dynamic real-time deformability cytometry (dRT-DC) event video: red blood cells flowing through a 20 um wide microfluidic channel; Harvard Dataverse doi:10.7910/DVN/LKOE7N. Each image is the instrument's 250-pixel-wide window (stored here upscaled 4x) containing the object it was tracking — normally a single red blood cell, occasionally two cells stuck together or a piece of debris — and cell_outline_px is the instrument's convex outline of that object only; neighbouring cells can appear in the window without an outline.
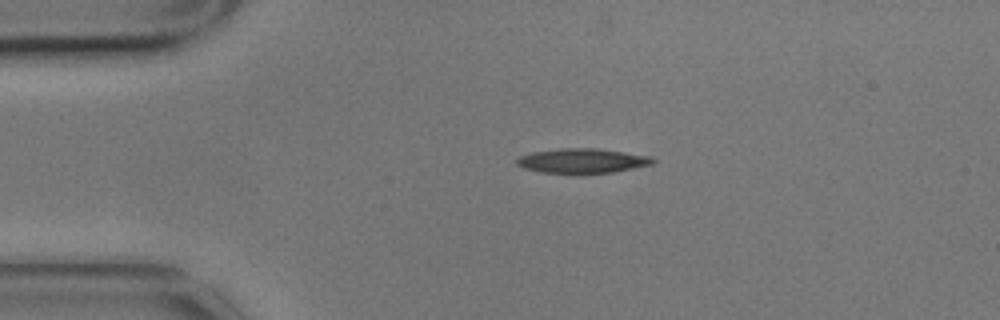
{"species": "common noctule bat (a hibernating species)", "species_latin": "Nyctalus noctula", "temperature_condition": "cold", "stored_images_in_passage": 2, "camera_frame_rate_fps": 3000, "um_per_image_px": 0.085, "animal": {"sex": "male", "body_mass_g": 17.9}, "frame": {"image": 1, "passage_image": 1, "time_ms": 0.0, "image_size_px": [1000, 320], "cell_outline_px": [[656, 164], [612, 172], [576, 176], [544, 172], [524, 168], [516, 164], [516, 160], [520, 156], [532, 152], [560, 148], [596, 148], [652, 156], [656, 160]], "centroid_in_image_um": [49.53, 13.7], "position_along_channel_um": 35.5, "area_um2": 20.23}}